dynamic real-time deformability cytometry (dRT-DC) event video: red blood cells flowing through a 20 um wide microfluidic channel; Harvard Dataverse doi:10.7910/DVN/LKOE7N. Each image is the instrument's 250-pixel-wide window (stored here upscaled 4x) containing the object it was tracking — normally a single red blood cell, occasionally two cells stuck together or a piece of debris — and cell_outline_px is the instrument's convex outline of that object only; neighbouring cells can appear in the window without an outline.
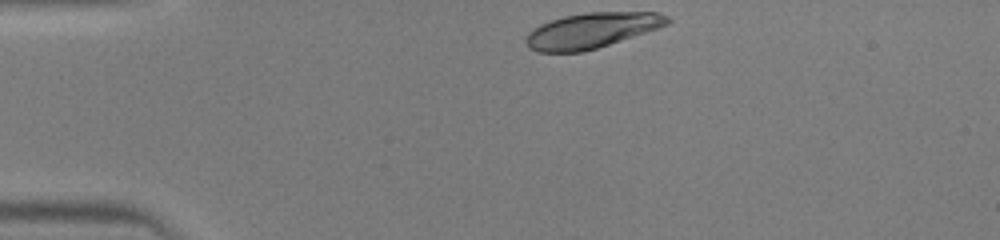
{"species": "human", "species_latin": "Homo sapiens", "temperature_condition": "warm", "stored_images_in_passage": 30, "camera_frame_rate_fps": 3000, "um_per_image_px": 0.085, "donor": {"sex": "male"}, "frame": {"image": 1, "passage_image": 1, "time_ms": 0.0, "image_size_px": [1000, 240], "cell_outline_px": [[672, 20], [668, 24], [660, 28], [596, 48], [580, 52], [536, 52], [528, 48], [524, 40], [528, 32], [540, 24], [564, 16], [584, 12], [656, 12], [668, 16]], "centroid_in_image_um": [50.28, 2.59], "position_along_channel_um": 34.7, "area_um2": 29.25}}
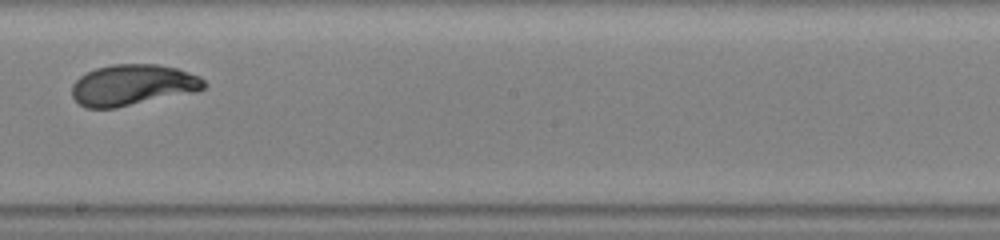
{"frame": {"image": 2, "passage_image": 18, "time_ms": 5.667, "image_size_px": [1000, 240], "cell_outline_px": [[208, 84], [204, 88], [196, 92], [116, 108], [84, 108], [72, 96], [72, 84], [80, 76], [96, 68], [112, 64], [156, 64], [176, 68], [200, 76]], "centroid_in_image_um": [11.29, 7.23], "position_along_channel_um": 236.9, "area_um2": 31.73}}
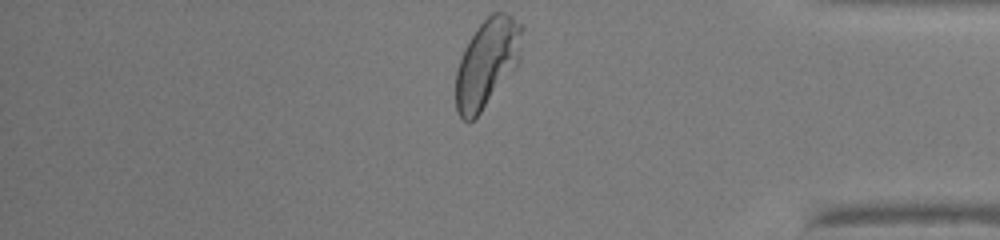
{"frame": {"image": 3, "passage_image": 30, "time_ms": 9.667, "image_size_px": [1000, 240], "cell_outline_px": [[524, 28], [520, 60], [516, 68], [480, 112], [472, 120], [464, 120], [456, 112], [456, 72], [464, 48], [468, 40], [476, 28], [492, 12], [504, 12], [512, 16]], "centroid_in_image_um": [41.42, 5.31], "position_along_channel_um": 393.8, "area_um2": 34.1}}